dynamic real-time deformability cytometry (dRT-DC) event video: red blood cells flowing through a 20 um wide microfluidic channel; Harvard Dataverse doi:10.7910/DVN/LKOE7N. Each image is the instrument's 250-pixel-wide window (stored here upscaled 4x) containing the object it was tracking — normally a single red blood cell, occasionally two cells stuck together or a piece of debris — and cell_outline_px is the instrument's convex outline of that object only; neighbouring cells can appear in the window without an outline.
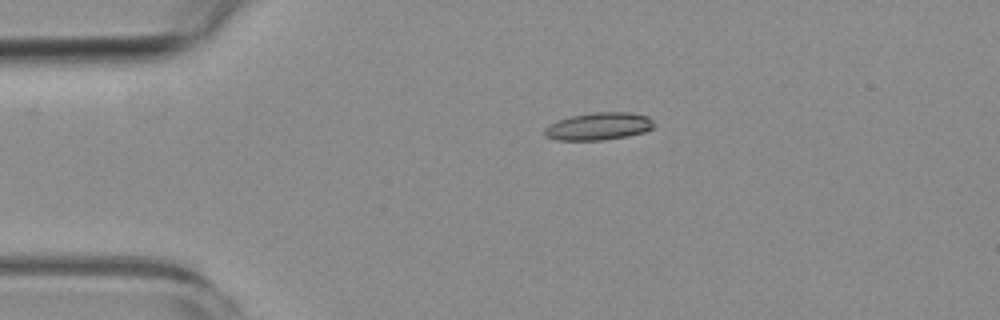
{"species": "common noctule bat (a hibernating species)", "species_latin": "Nyctalus noctula", "temperature_condition": "room temperature", "stored_images_in_passage": 4, "camera_frame_rate_fps": 3000, "um_per_image_px": 0.085, "animal": {"sex": "female", "body_mass_g": 19.3, "forearm_length_mm": 54.1}, "frame": {"image": 1, "passage_image": 3, "time_ms": 3.0, "image_size_px": [1000, 320], "cell_outline_px": [[656, 124], [652, 128], [644, 132], [628, 136], [600, 140], [556, 140], [544, 136], [544, 128], [548, 124], [572, 116], [592, 112], [632, 112], [648, 116]], "centroid_in_image_um": [50.89, 10.73], "position_along_channel_um": 34.1, "area_um2": 17.63}}